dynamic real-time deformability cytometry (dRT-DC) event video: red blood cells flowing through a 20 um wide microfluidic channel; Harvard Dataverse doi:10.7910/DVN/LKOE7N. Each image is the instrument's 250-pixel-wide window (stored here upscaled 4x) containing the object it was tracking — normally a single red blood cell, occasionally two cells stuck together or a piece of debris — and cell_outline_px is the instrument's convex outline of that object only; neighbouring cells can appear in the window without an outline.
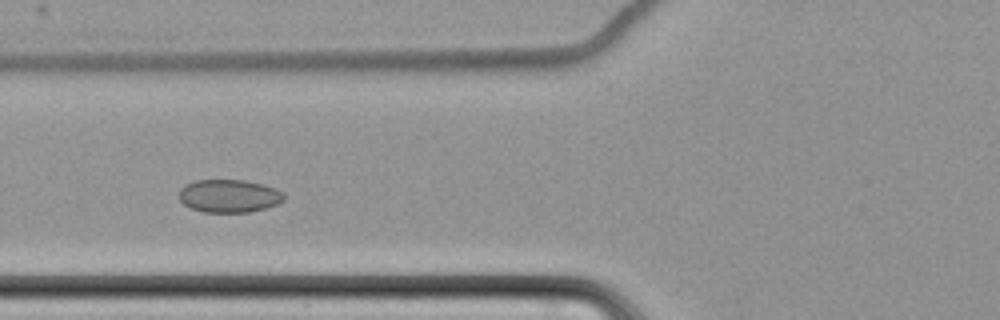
{"species": "common noctule bat (a hibernating species)", "species_latin": "Nyctalus noctula", "temperature_condition": "cold", "stored_images_in_passage": 7, "camera_frame_rate_fps": 3000, "um_per_image_px": 0.085, "animal": {"sex": "female", "body_mass_g": 22.7, "forearm_length_mm": 54.2}, "frame": {"image": 1, "passage_image": 5, "time_ms": 4.667, "image_size_px": [1000, 320], "cell_outline_px": [[284, 200], [276, 204], [264, 208], [248, 212], [204, 212], [192, 208], [184, 204], [180, 200], [180, 188], [184, 184], [196, 180], [244, 180], [264, 184], [276, 188], [284, 192]], "centroid_in_image_um": [19.48, 16.64], "position_along_channel_um": 106.3, "area_um2": 20.17}}
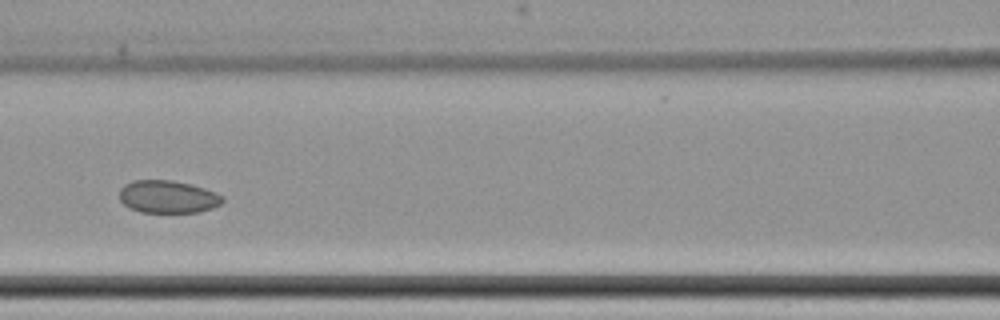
{"frame": {"image": 2, "passage_image": 6, "time_ms": 6.0, "image_size_px": [1000, 320], "cell_outline_px": [[224, 200], [220, 204], [212, 208], [200, 212], [140, 212], [124, 204], [120, 200], [120, 188], [124, 184], [132, 180], [172, 180], [192, 184], [216, 192], [224, 196]], "centroid_in_image_um": [14.28, 16.71], "position_along_channel_um": 152.3, "area_um2": 19.71}}
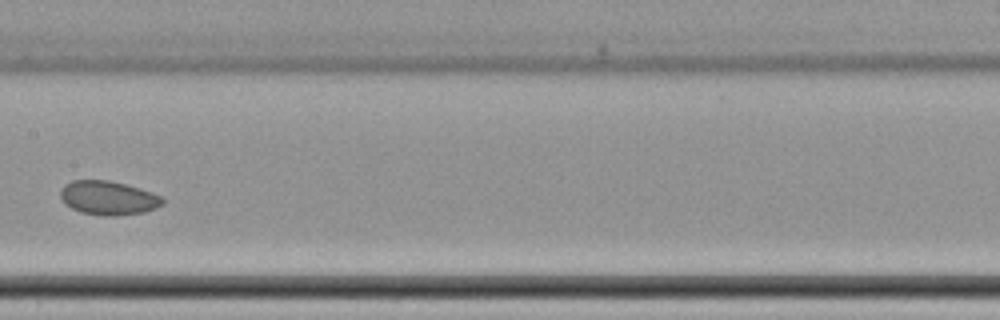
{"frame": {"image": 3, "passage_image": 7, "time_ms": 7.333, "image_size_px": [1000, 320], "cell_outline_px": [[164, 204], [156, 208], [144, 212], [120, 216], [104, 216], [80, 212], [64, 204], [60, 196], [60, 188], [64, 184], [72, 180], [108, 180], [128, 184], [164, 196]], "centroid_in_image_um": [9.22, 16.82], "position_along_channel_um": 198.2, "area_um2": 20.69}}